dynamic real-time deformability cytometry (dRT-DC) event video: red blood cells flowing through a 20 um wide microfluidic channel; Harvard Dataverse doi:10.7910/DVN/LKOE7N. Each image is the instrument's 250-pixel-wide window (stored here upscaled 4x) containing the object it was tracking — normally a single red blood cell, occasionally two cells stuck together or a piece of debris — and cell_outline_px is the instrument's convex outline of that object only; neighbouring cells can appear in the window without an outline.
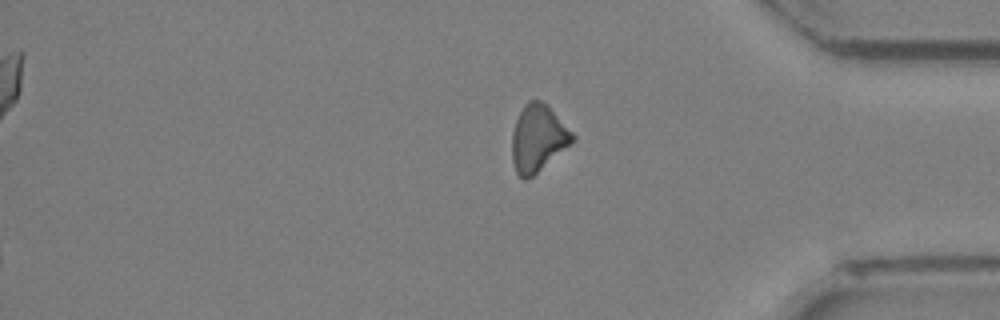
{"species": "Egyptian fruit bat (a non-hibernating species)", "species_latin": "Rousettus aegyptiacus", "temperature_condition": "room temperature", "stored_images_in_passage": 22, "camera_frame_rate_fps": 3000, "um_per_image_px": 0.085, "animal": {"sex": "female"}, "frame": {"image": 1, "passage_image": 22, "time_ms": 7.0, "image_size_px": [1000, 320], "cell_outline_px": [[576, 140], [532, 176], [524, 180], [516, 172], [512, 160], [512, 132], [516, 120], [524, 104], [528, 100], [540, 100], [548, 104], [576, 136]], "centroid_in_image_um": [45.74, 11.72], "position_along_channel_um": 389.5, "area_um2": 23.58}}